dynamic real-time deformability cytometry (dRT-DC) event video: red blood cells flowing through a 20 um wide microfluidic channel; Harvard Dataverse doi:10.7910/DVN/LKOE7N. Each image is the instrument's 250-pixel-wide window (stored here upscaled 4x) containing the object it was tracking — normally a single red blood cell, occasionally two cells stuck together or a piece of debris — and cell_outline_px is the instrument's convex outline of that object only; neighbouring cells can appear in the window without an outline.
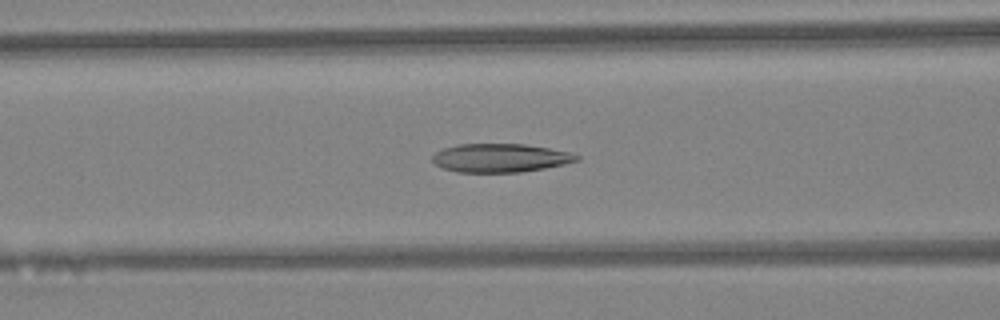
{"species": "Egyptian fruit bat (a non-hibernating species)", "species_latin": "Rousettus aegyptiacus", "temperature_condition": "warm", "stored_images_in_passage": 47, "camera_frame_rate_fps": 3000, "um_per_image_px": 0.085, "animal": {"sex": "female"}, "frame": {"image": 1, "passage_image": 19, "time_ms": 6.0, "image_size_px": [1000, 320], "cell_outline_px": [[580, 160], [564, 164], [544, 168], [520, 172], [456, 172], [440, 168], [432, 164], [432, 156], [436, 152], [444, 148], [460, 144], [524, 144], [548, 148], [568, 152], [580, 156]], "centroid_in_image_um": [42.47, 13.43], "position_along_channel_um": 124.1, "area_um2": 24.04}}
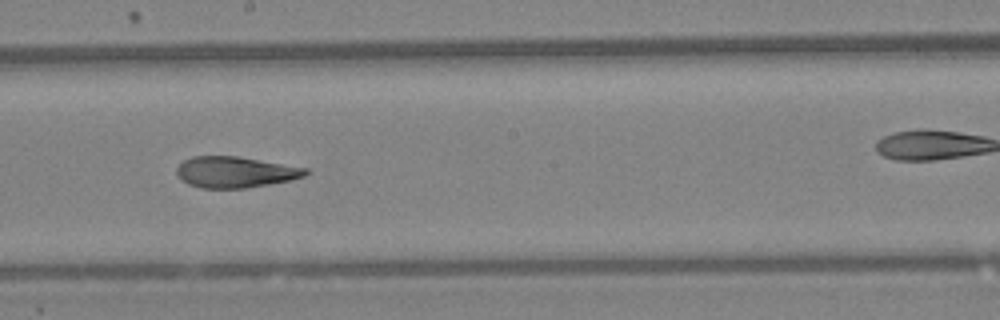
{"frame": {"image": 2, "passage_image": 26, "time_ms": 8.333, "image_size_px": [1000, 320], "cell_outline_px": [[308, 172], [304, 176], [292, 180], [244, 188], [200, 188], [188, 184], [180, 180], [176, 176], [176, 168], [184, 160], [192, 156], [236, 156], [308, 168]], "centroid_in_image_um": [19.95, 14.63], "position_along_channel_um": 228.2, "area_um2": 23.35}}
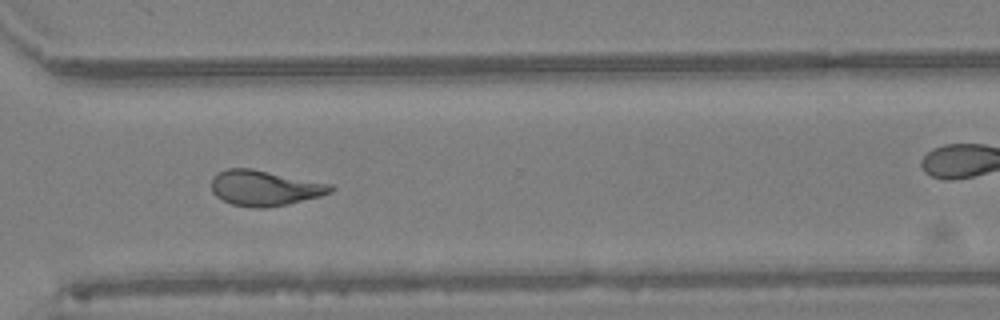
{"frame": {"image": 3, "passage_image": 34, "time_ms": 11.0, "image_size_px": [1000, 320], "cell_outline_px": [[336, 188], [332, 192], [320, 196], [284, 204], [264, 208], [256, 208], [232, 204], [216, 196], [212, 192], [212, 176], [216, 172], [228, 168], [252, 168], [332, 184]], "centroid_in_image_um": [22.48, 15.96], "position_along_channel_um": 348.1, "area_um2": 24.57}, "authors_computed_cell_mechanics": {"area_um2": 24.7962, "velocity_mm_per_s": 4.4917, "shape_relaxation_time_tau1_ms": null, "shape_relaxation_time_tau2_ms": 2.4038, "deformation_change_tau1": null, "deformation_change_tau2": 0.1143}}